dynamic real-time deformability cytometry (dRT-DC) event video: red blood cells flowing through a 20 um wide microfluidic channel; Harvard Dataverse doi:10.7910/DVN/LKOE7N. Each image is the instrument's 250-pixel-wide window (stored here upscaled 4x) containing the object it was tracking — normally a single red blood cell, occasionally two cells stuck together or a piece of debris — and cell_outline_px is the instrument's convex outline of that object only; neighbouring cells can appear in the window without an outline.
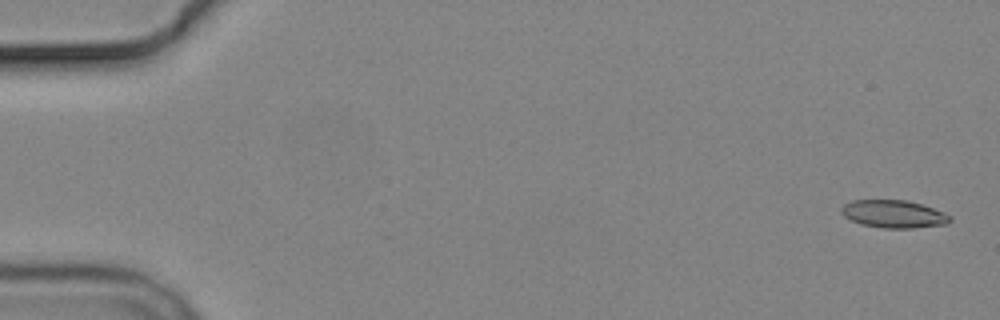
{"species": "common noctule bat (a hibernating species)", "species_latin": "Nyctalus noctula", "temperature_condition": "cold", "stored_images_in_passage": 5, "camera_frame_rate_fps": 3000, "um_per_image_px": 0.085, "animal": {"sex": "male", "body_mass_g": 19.2, "forearm_length_mm": 51.8}, "frame": {"image": 1, "passage_image": 1, "time_ms": 0.0, "image_size_px": [1000, 320], "cell_outline_px": [[952, 220], [948, 224], [912, 228], [884, 228], [860, 224], [844, 216], [840, 212], [840, 208], [844, 204], [852, 200], [908, 200], [944, 212], [952, 216]], "centroid_in_image_um": [75.97, 18.19], "position_along_channel_um": 9.0, "area_um2": 17.63}}
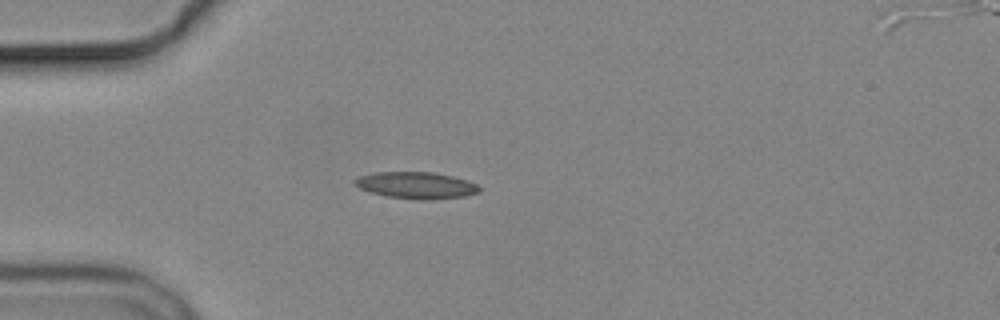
{"frame": {"image": 2, "passage_image": 4, "time_ms": 4.667, "image_size_px": [1000, 320], "cell_outline_px": [[480, 192], [464, 196], [432, 200], [420, 200], [384, 196], [360, 188], [356, 184], [356, 180], [360, 176], [376, 172], [432, 172], [452, 176], [468, 180], [476, 184], [480, 188]], "centroid_in_image_um": [35.43, 15.76], "position_along_channel_um": 49.6, "area_um2": 19.25}}